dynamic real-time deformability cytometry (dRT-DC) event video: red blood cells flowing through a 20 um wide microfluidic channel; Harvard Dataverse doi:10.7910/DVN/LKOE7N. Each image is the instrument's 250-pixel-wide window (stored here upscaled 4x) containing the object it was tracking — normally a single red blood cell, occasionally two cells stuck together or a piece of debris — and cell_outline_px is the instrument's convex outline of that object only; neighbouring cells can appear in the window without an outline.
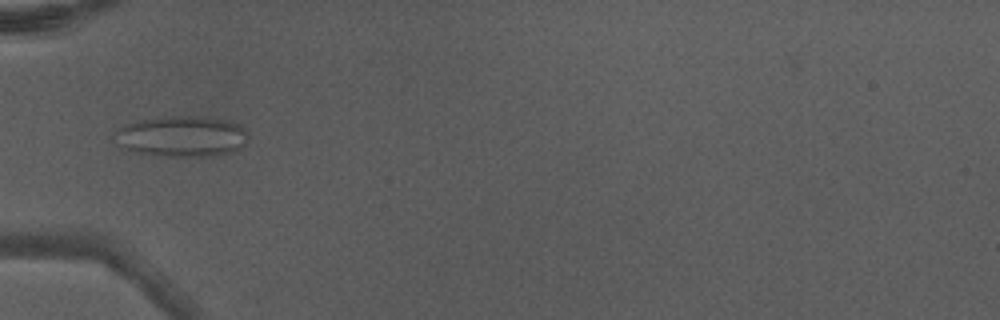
{"species": "Egyptian fruit bat (a non-hibernating species)", "species_latin": "Rousettus aegyptiacus", "temperature_condition": "warm", "stored_images_in_passage": 10, "camera_frame_rate_fps": 3000, "um_per_image_px": 0.085, "animal": {"sex": "male"}, "frame": {"image": 1, "passage_image": 1, "time_ms": 0.0, "image_size_px": [1000, 320], "cell_outline_px": [[248, 144], [232, 152], [212, 156], [168, 156], [136, 152], [128, 148], [112, 132], [124, 124], [140, 120], [188, 116], [204, 116], [224, 120], [240, 124], [248, 132]], "centroid_in_image_um": [15.57, 11.59], "position_along_channel_um": 69.4, "area_um2": 31.33}}